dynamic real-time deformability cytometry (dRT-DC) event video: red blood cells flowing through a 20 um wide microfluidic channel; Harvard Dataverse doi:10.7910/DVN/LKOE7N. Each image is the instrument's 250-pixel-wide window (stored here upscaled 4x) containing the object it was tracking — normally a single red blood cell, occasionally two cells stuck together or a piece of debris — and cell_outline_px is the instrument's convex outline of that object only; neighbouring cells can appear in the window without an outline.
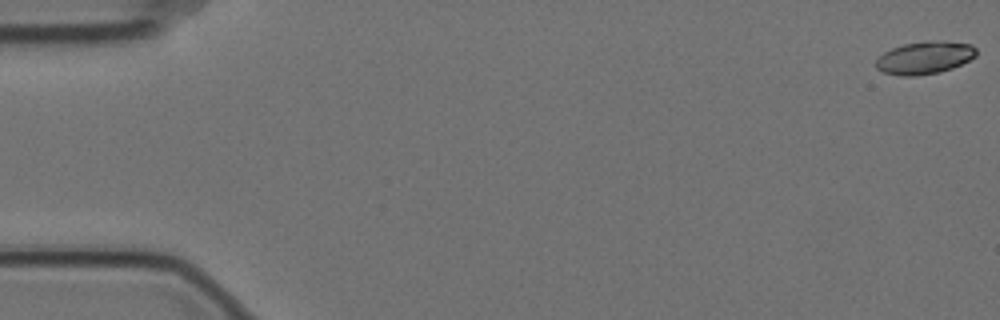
{"species": "Egyptian fruit bat (a non-hibernating species)", "species_latin": "Rousettus aegyptiacus", "temperature_condition": "cold", "stored_images_in_passage": 58, "camera_frame_rate_fps": 3000, "um_per_image_px": 0.085, "animal": {"sex": "female"}, "frame": {"image": 1, "passage_image": 1, "time_ms": 0.0, "image_size_px": [1000, 320], "cell_outline_px": [[976, 56], [952, 68], [940, 72], [916, 76], [900, 76], [884, 72], [876, 68], [876, 60], [884, 52], [892, 48], [904, 44], [924, 40], [944, 40], [972, 44], [976, 48]], "centroid_in_image_um": [78.61, 4.89], "position_along_channel_um": 6.4, "area_um2": 19.25}}
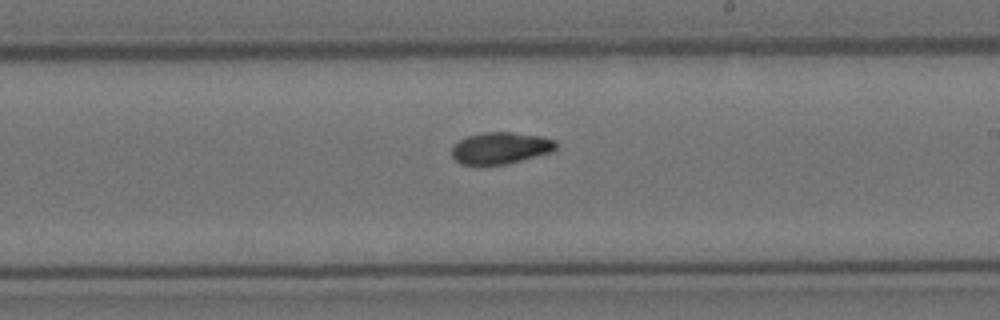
{"frame": {"image": 2, "passage_image": 34, "time_ms": 11.0, "image_size_px": [1000, 320], "cell_outline_px": [[556, 148], [552, 152], [504, 164], [460, 164], [452, 156], [452, 148], [460, 140], [468, 136], [484, 132], [512, 132], [540, 136], [556, 140]], "centroid_in_image_um": [42.56, 12.57], "position_along_channel_um": 246.4, "area_um2": 18.96}}
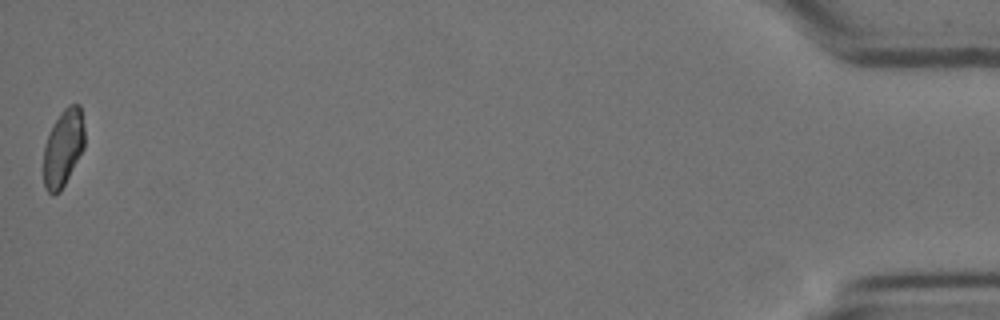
{"frame": {"image": 3, "passage_image": 58, "time_ms": 19.0, "image_size_px": [1000, 320], "cell_outline_px": [[84, 148], [60, 192], [52, 196], [44, 188], [44, 144], [60, 112], [68, 104], [80, 104], [84, 124]], "centroid_in_image_um": [5.38, 12.57], "position_along_channel_um": 429.8, "area_um2": 18.44}, "authors_computed_cell_mechanics": {"area_um2": 19.363, "velocity_mm_per_s": 3.5109, "shape_relaxation_time_tau1_ms": 9.6274, "shape_relaxation_time_tau2_ms": 4.5177, "deformation_change_tau1": 0.1743, "deformation_change_tau2": 0.0796}}